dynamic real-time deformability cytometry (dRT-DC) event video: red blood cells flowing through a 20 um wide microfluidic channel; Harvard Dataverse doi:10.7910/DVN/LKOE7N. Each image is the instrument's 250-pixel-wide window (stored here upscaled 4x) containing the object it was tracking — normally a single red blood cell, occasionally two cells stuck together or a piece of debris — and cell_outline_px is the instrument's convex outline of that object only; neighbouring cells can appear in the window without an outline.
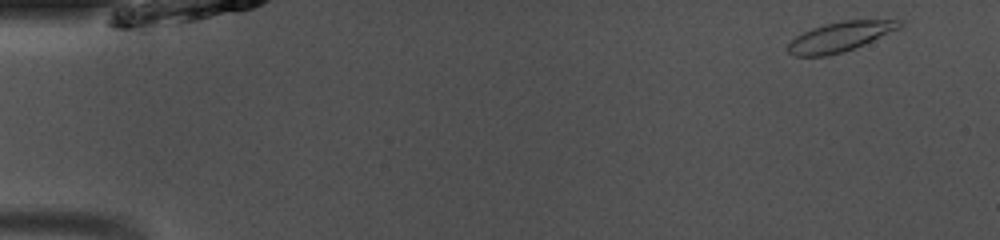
{"species": "common noctule bat (a hibernating species)", "species_latin": "Nyctalus noctula", "temperature_condition": "room temperature", "stored_images_in_passage": 47, "camera_frame_rate_fps": 3000, "um_per_image_px": 0.085, "animal": {"sex": "male", "body_mass_g": 13.0, "forearm_length_mm": 53.1}, "frame": {"image": 1, "passage_image": 1, "time_ms": 0.0, "image_size_px": [1000, 240], "cell_outline_px": [[904, 24], [900, 28], [864, 44], [844, 52], [824, 56], [796, 56], [788, 52], [788, 44], [796, 36], [812, 28], [824, 24], [844, 20], [904, 20]], "centroid_in_image_um": [71.43, 3.11], "position_along_channel_um": 13.6, "area_um2": 19.19}}
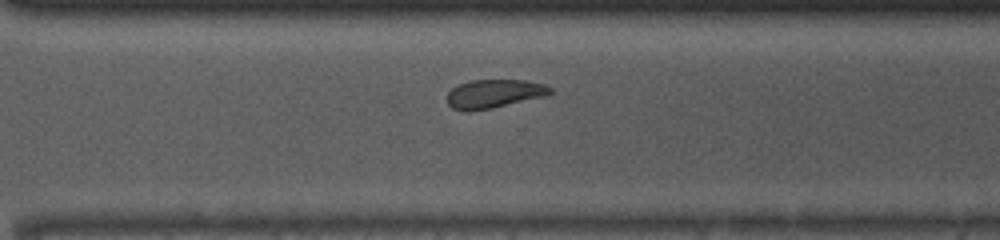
{"frame": {"image": 2, "passage_image": 33, "time_ms": 10.667, "image_size_px": [1000, 240], "cell_outline_px": [[552, 92], [544, 96], [492, 108], [464, 112], [452, 108], [448, 104], [448, 92], [452, 88], [460, 84], [472, 80], [524, 80], [544, 84], [552, 88]], "centroid_in_image_um": [41.97, 7.97], "position_along_channel_um": 328.6, "area_um2": 17.05}}
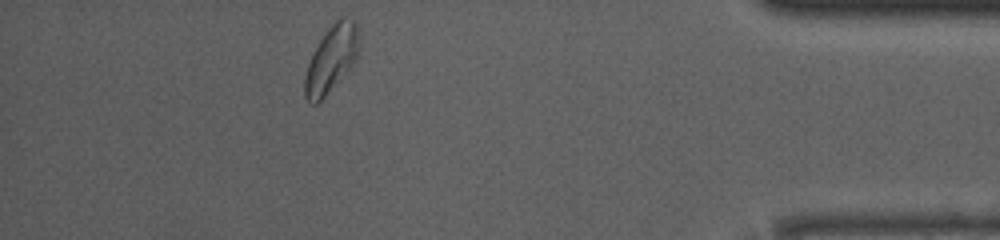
{"frame": {"image": 3, "passage_image": 42, "time_ms": 13.667, "image_size_px": [1000, 240], "cell_outline_px": [[360, 44], [356, 60], [324, 96], [316, 104], [312, 104], [304, 96], [304, 76], [308, 64], [324, 32], [340, 16], [344, 16], [352, 20], [356, 24]], "centroid_in_image_um": [28.16, 4.98], "position_along_channel_um": 407.0, "area_um2": 20.63}}